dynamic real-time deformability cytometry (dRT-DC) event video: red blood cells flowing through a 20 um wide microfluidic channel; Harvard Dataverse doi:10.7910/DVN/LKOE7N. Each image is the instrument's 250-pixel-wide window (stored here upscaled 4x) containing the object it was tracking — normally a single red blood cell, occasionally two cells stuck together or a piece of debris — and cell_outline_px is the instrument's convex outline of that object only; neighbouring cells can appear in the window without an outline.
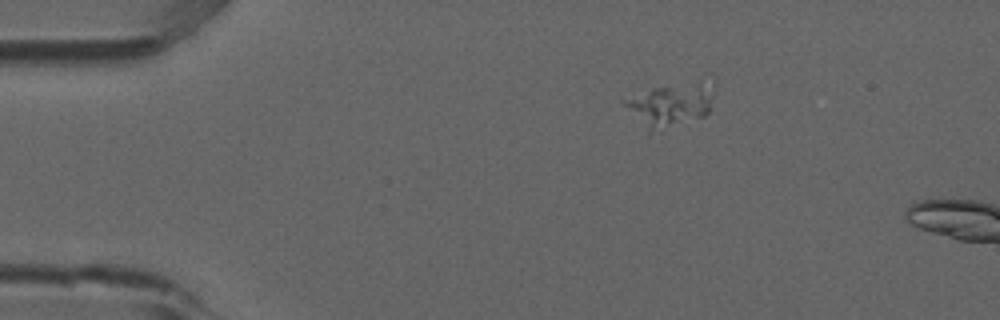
{"species": "common noctule bat (a hibernating species)", "species_latin": "Nyctalus noctula", "temperature_condition": "room temperature", "stored_images_in_passage": 2, "camera_frame_rate_fps": 3000, "um_per_image_px": 0.085, "animal": {"sex": "male", "forearm_length_mm": 52.5}, "frame": {"image": 1, "passage_image": 1, "time_ms": 0.0, "image_size_px": [1000, 320], "cell_outline_px": [[712, 96], [708, 112], [704, 116], [652, 128], [624, 104], [620, 100], [652, 88], [700, 84]], "centroid_in_image_um": [56.93, 8.87], "position_along_channel_um": 28.1, "area_um2": 19.19}}